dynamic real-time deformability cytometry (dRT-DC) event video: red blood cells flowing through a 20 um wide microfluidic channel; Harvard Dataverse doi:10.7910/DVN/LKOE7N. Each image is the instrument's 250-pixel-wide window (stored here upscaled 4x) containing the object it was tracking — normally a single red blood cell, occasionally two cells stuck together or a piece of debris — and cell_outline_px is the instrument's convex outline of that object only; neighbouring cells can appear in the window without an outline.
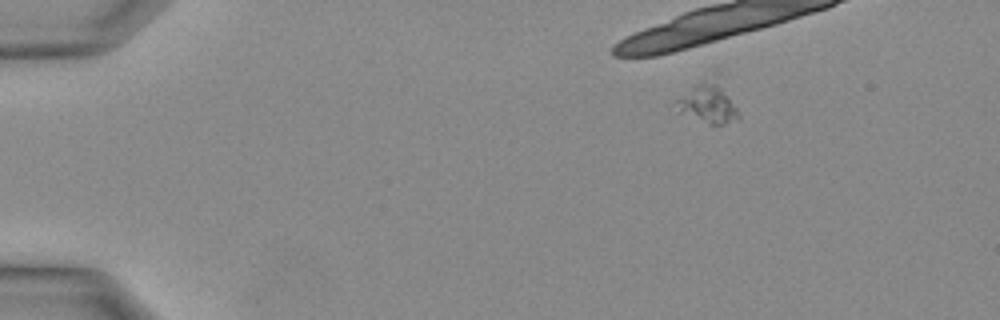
{"species": "Egyptian fruit bat (a non-hibernating species)", "species_latin": "Rousettus aegyptiacus", "temperature_condition": "warm", "stored_images_in_passage": 12, "camera_frame_rate_fps": 3000, "um_per_image_px": 0.085, "animal": {"sex": "female"}, "frame": {"image": 1, "passage_image": 1, "time_ms": 0.0, "image_size_px": [1000, 320], "cell_outline_px": [[740, 120], [724, 124], [708, 124], [680, 112], [676, 100], [700, 84], [704, 84], [720, 88], [728, 96], [736, 108], [740, 116]], "centroid_in_image_um": [60.22, 8.96], "position_along_channel_um": 24.8, "area_um2": 12.6}}